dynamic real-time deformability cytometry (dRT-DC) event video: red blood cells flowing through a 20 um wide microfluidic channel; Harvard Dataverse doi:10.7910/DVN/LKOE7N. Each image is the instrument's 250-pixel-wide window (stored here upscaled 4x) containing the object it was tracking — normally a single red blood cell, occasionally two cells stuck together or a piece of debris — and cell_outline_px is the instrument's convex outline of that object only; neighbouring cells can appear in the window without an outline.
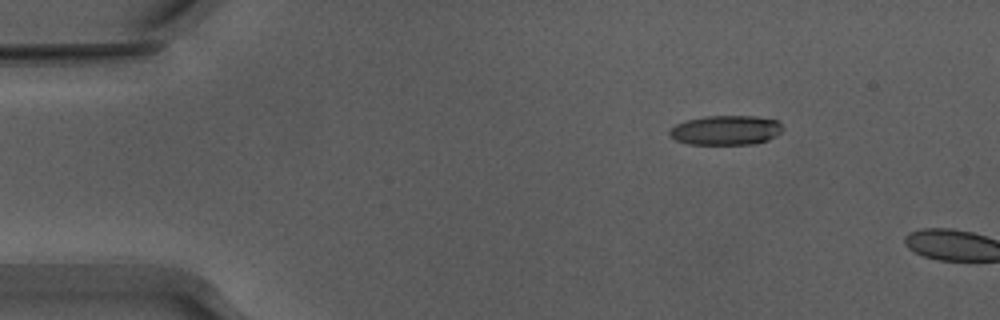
{"species": "Egyptian fruit bat (a non-hibernating species)", "species_latin": "Rousettus aegyptiacus", "temperature_condition": "warm", "stored_images_in_passage": 3, "camera_frame_rate_fps": 3000, "um_per_image_px": 0.085, "animal": {"sex": "male"}, "frame": {"image": 1, "passage_image": 1, "time_ms": 0.0, "image_size_px": [1000, 320], "cell_outline_px": [[784, 128], [780, 132], [768, 140], [752, 144], [688, 144], [676, 140], [668, 132], [668, 128], [676, 124], [688, 120], [704, 116], [756, 116], [780, 120]], "centroid_in_image_um": [61.72, 11.06], "position_along_channel_um": 23.3, "area_um2": 19.59}}